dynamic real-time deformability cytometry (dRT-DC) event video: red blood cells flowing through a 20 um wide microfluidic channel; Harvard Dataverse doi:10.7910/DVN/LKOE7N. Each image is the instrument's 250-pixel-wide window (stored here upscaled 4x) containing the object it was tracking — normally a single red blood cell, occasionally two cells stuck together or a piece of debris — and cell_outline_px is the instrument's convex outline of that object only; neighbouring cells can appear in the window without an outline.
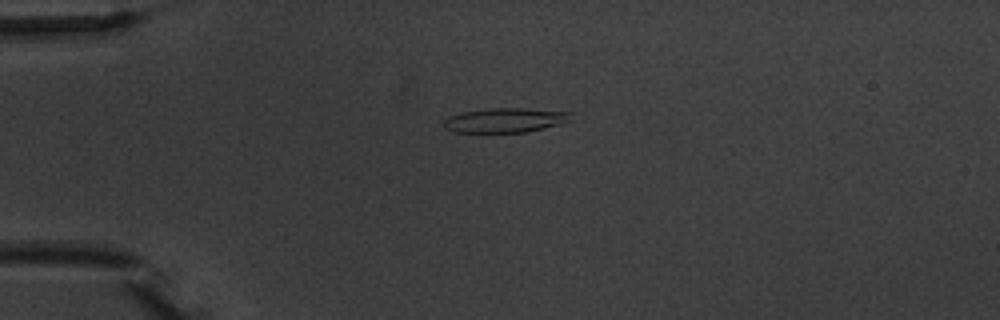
{"species": "common noctule bat (a hibernating species)", "species_latin": "Nyctalus noctula", "temperature_condition": "warm", "stored_images_in_passage": 8, "camera_frame_rate_fps": 3000, "um_per_image_px": 0.085, "animal": {"sex": "male", "body_mass_g": 20.1, "forearm_length_mm": 53.5}, "frame": {"image": 1, "passage_image": 3, "time_ms": 2.0, "image_size_px": [1000, 320], "cell_outline_px": [[572, 120], [560, 124], [544, 128], [524, 132], [456, 132], [444, 128], [444, 120], [448, 116], [464, 112], [488, 108], [524, 108], [572, 112]], "centroid_in_image_um": [42.96, 10.21], "position_along_channel_um": 42.0, "area_um2": 18.15}}
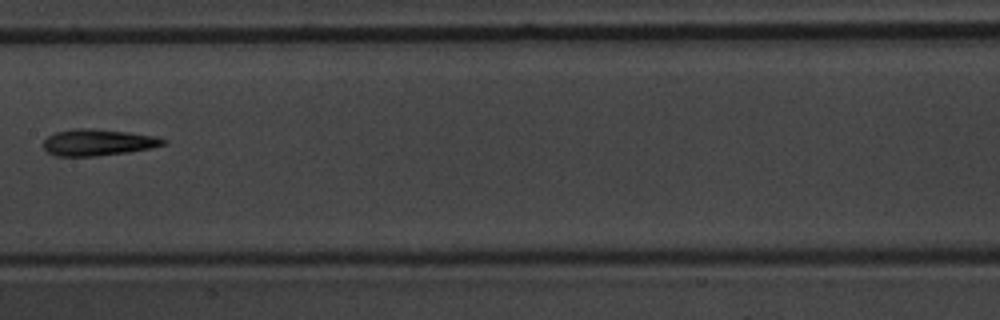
{"frame": {"image": 2, "passage_image": 7, "time_ms": 7.0, "image_size_px": [1000, 320], "cell_outline_px": [[168, 144], [152, 148], [128, 152], [96, 156], [56, 156], [48, 152], [44, 148], [44, 140], [48, 136], [56, 132], [72, 128], [92, 128], [128, 132], [156, 136], [168, 140]], "centroid_in_image_um": [8.37, 12.1], "position_along_channel_um": 199.0, "area_um2": 18.67}}
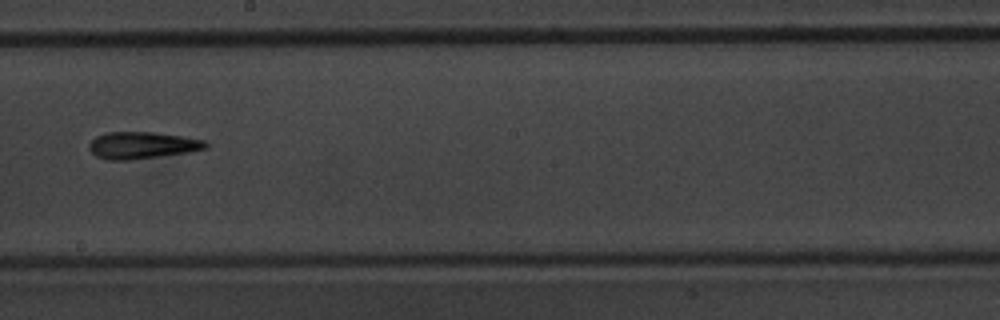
{"frame": {"image": 3, "passage_image": 8, "time_ms": 8.0, "image_size_px": [1000, 320], "cell_outline_px": [[208, 148], [188, 152], [128, 160], [108, 160], [96, 156], [88, 148], [88, 144], [96, 136], [108, 132], [152, 132], [184, 136], [204, 140], [208, 144]], "centroid_in_image_um": [12.07, 12.34], "position_along_channel_um": 236.1, "area_um2": 18.21}}